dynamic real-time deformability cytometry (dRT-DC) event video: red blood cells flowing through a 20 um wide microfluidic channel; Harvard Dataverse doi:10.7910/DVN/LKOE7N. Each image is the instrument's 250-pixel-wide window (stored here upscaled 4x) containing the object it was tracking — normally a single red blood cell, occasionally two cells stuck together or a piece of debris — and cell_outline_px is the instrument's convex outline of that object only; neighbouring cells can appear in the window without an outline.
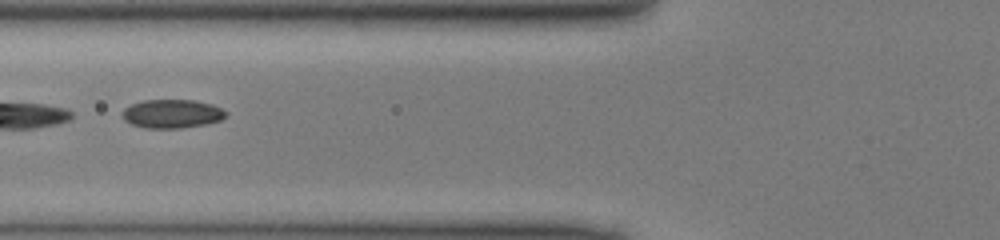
{"species": "common noctule bat (a hibernating species)", "species_latin": "Nyctalus noctula", "temperature_condition": "cold", "stored_images_in_passage": 28, "camera_frame_rate_fps": 3000, "um_per_image_px": 0.085, "animal": {"sex": "male", "body_mass_g": 13.0, "forearm_length_mm": 53.1}, "frame": {"image": 1, "passage_image": 19, "time_ms": 6.0, "image_size_px": [1000, 240], "cell_outline_px": [[228, 116], [220, 120], [208, 124], [180, 128], [144, 128], [132, 124], [124, 120], [124, 108], [132, 104], [144, 100], [192, 100], [212, 104], [228, 112]], "centroid_in_image_um": [14.66, 9.67], "position_along_channel_um": 111.1, "area_um2": 17.28}}
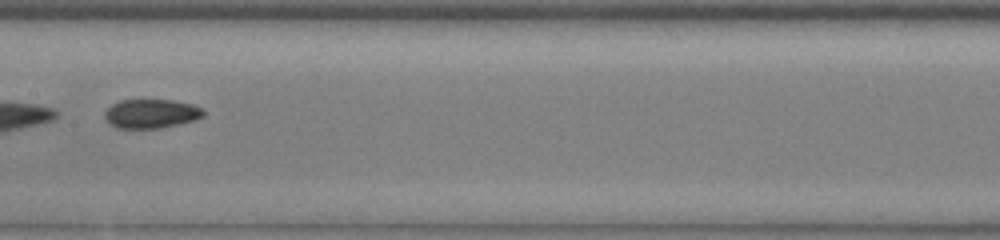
{"frame": {"image": 2, "passage_image": 25, "time_ms": 8.0, "image_size_px": [1000, 240], "cell_outline_px": [[204, 116], [196, 120], [160, 128], [116, 128], [104, 116], [104, 112], [112, 104], [120, 100], [172, 100], [192, 104], [200, 108], [204, 112]], "centroid_in_image_um": [12.86, 9.66], "position_along_channel_um": 194.5, "area_um2": 16.59}}